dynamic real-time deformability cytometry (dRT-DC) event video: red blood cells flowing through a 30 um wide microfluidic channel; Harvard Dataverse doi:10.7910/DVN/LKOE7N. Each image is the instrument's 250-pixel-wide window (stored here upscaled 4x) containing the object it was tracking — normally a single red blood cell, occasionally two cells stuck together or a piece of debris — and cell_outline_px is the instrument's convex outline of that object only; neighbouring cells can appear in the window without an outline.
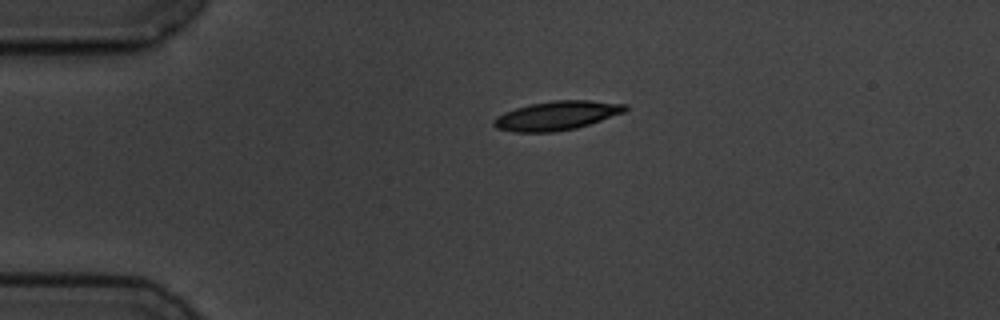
{"species": "common noctule bat (a hibernating species)", "species_latin": "Nyctalus noctula", "temperature_condition": "cold", "stored_images_in_passage": 2, "camera_frame_rate_fps": 3000, "um_per_image_px": 0.085, "animal": {"sex": "male", "body_mass_g": 19.5, "forearm_length_mm": 54.6}, "frame": {"image": 1, "passage_image": 1, "time_ms": 0.0, "image_size_px": [1000, 320], "cell_outline_px": [[628, 108], [624, 112], [576, 128], [552, 132], [512, 132], [496, 128], [492, 124], [492, 120], [496, 116], [504, 112], [516, 108], [532, 104], [552, 100], [592, 100], [628, 104]], "centroid_in_image_um": [47.3, 9.82], "position_along_channel_um": 37.7, "area_um2": 22.2}}